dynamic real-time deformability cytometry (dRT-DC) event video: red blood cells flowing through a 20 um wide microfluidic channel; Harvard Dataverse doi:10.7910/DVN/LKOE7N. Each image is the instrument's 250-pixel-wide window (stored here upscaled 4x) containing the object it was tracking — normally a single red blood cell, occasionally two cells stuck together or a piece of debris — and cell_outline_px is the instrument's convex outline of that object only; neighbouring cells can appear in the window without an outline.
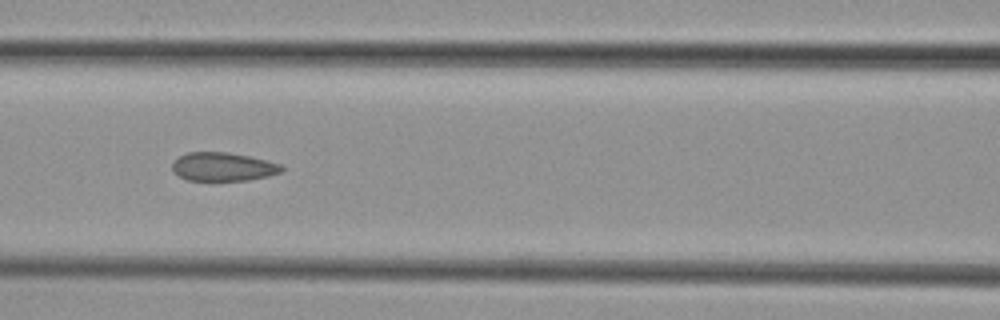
{"species": "common noctule bat (a hibernating species)", "species_latin": "Nyctalus noctula", "temperature_condition": "cold", "stored_images_in_passage": 5, "camera_frame_rate_fps": 3000, "um_per_image_px": 0.085, "animal": {"sex": "female", "body_mass_g": 29.2, "forearm_length_mm": 56.3}, "frame": {"image": 1, "passage_image": 4, "time_ms": 4.0, "image_size_px": [1000, 320], "cell_outline_px": [[284, 168], [280, 172], [268, 176], [248, 180], [188, 180], [180, 176], [172, 168], [172, 164], [180, 156], [188, 152], [228, 152], [248, 156], [280, 164]], "centroid_in_image_um": [18.96, 14.17], "position_along_channel_um": 147.6, "area_um2": 17.86}}